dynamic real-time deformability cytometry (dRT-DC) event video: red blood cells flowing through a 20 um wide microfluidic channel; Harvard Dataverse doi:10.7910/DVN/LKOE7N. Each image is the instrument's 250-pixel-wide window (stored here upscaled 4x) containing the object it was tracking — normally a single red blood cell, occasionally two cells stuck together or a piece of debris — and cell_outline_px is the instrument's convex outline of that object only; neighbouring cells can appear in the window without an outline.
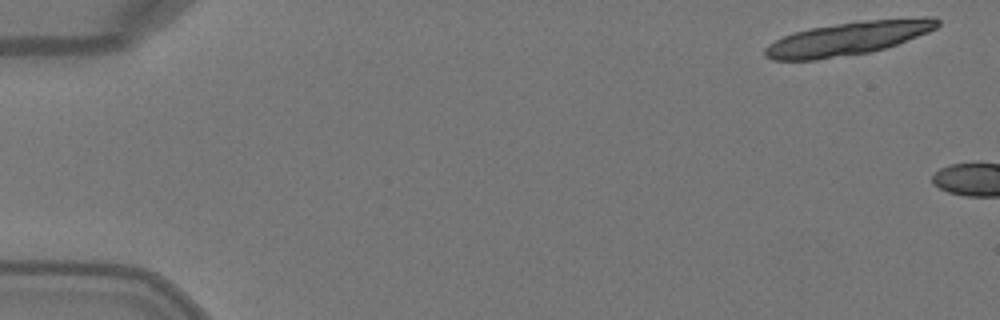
{"species": "Egyptian fruit bat (a non-hibernating species)", "species_latin": "Rousettus aegyptiacus", "temperature_condition": "warm", "stored_images_in_passage": 2, "camera_frame_rate_fps": 3000, "um_per_image_px": 0.085, "animal": {"sex": "female"}, "frame": {"image": 1, "passage_image": 1, "time_ms": 0.0, "image_size_px": [1000, 320], "cell_outline_px": [[940, 24], [936, 28], [928, 32], [896, 44], [872, 52], [816, 60], [772, 60], [764, 56], [764, 48], [768, 44], [784, 36], [796, 32], [812, 28], [836, 24], [868, 20], [924, 16], [932, 16], [940, 20]], "centroid_in_image_um": [72.11, 3.27], "position_along_channel_um": 12.9, "area_um2": 33.47}}